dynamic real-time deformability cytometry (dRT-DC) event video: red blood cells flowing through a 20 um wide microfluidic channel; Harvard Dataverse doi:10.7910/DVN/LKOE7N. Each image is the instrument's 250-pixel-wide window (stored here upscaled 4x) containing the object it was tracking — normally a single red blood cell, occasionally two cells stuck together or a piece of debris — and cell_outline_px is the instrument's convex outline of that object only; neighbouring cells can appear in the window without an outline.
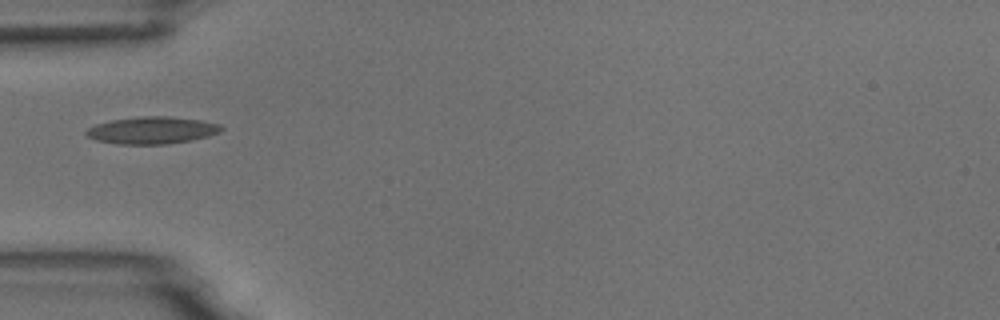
{"species": "common noctule bat (a hibernating species)", "species_latin": "Nyctalus noctula", "temperature_condition": "room temperature", "stored_images_in_passage": 7, "camera_frame_rate_fps": 3000, "um_per_image_px": 0.085, "animal": {"sex": "male", "body_mass_g": 18.8}, "frame": {"image": 1, "passage_image": 1, "time_ms": 0.0, "image_size_px": [1000, 320], "cell_outline_px": [[224, 128], [220, 132], [208, 136], [168, 144], [116, 144], [96, 140], [88, 136], [84, 132], [88, 128], [96, 124], [112, 120], [140, 116], [168, 116], [200, 120], [220, 124]], "centroid_in_image_um": [12.91, 11.07], "position_along_channel_um": 72.1, "area_um2": 21.27}}
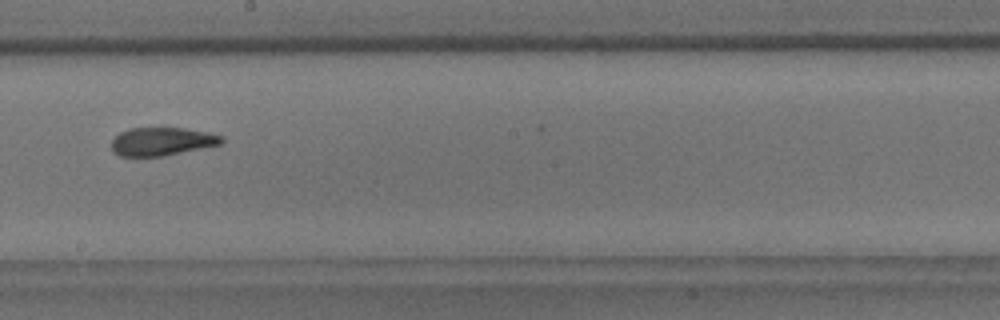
{"frame": {"image": 2, "passage_image": 5, "time_ms": 4.333, "image_size_px": [1000, 320], "cell_outline_px": [[224, 140], [220, 144], [164, 156], [120, 156], [112, 152], [112, 140], [120, 132], [128, 128], [184, 128], [208, 132], [224, 136]], "centroid_in_image_um": [13.75, 12.02], "position_along_channel_um": 234.4, "area_um2": 18.09}}
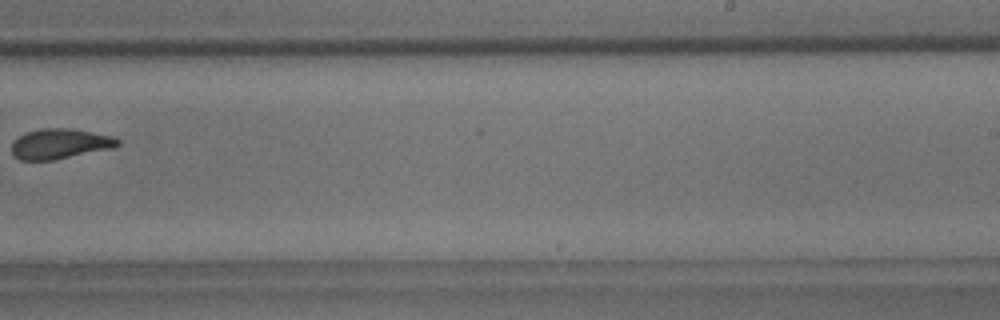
{"frame": {"image": 3, "passage_image": 6, "time_ms": 5.667, "image_size_px": [1000, 320], "cell_outline_px": [[120, 144], [112, 148], [52, 160], [20, 160], [12, 156], [12, 144], [20, 136], [28, 132], [44, 128], [72, 128], [112, 136], [120, 140]], "centroid_in_image_um": [5.09, 12.22], "position_along_channel_um": 283.9, "area_um2": 18.44}}